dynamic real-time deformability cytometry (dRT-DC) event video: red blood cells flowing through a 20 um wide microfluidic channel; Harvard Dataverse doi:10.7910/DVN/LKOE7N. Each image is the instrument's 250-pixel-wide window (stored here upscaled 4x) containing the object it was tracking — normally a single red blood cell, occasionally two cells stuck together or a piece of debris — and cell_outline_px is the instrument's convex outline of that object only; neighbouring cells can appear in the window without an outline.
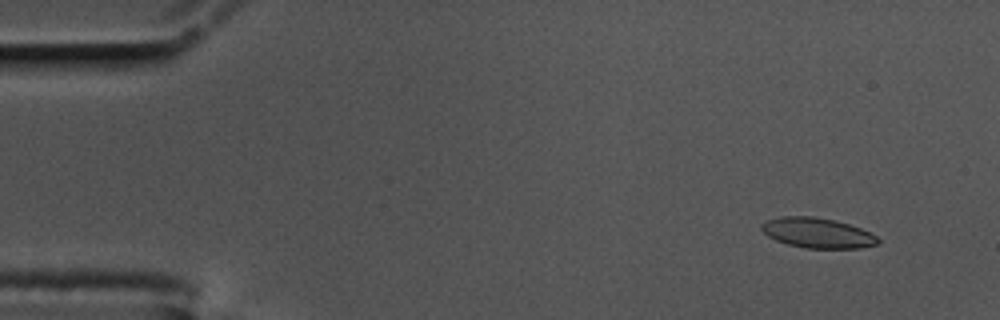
{"species": "common noctule bat (a hibernating species)", "species_latin": "Nyctalus noctula", "temperature_condition": "cold", "stored_images_in_passage": 59, "camera_frame_rate_fps": 3000, "um_per_image_px": 0.085, "animal": {"sex": "male", "body_mass_g": 17.5, "forearm_length_mm": 52.3}, "frame": {"image": 1, "passage_image": 5, "time_ms": 1.333, "image_size_px": [1000, 320], "cell_outline_px": [[880, 244], [860, 248], [804, 248], [788, 244], [776, 240], [768, 236], [760, 228], [760, 224], [768, 220], [780, 216], [816, 216], [848, 224], [860, 228], [876, 236], [880, 240]], "centroid_in_image_um": [69.47, 19.8], "position_along_channel_um": 15.5, "area_um2": 20.4}}
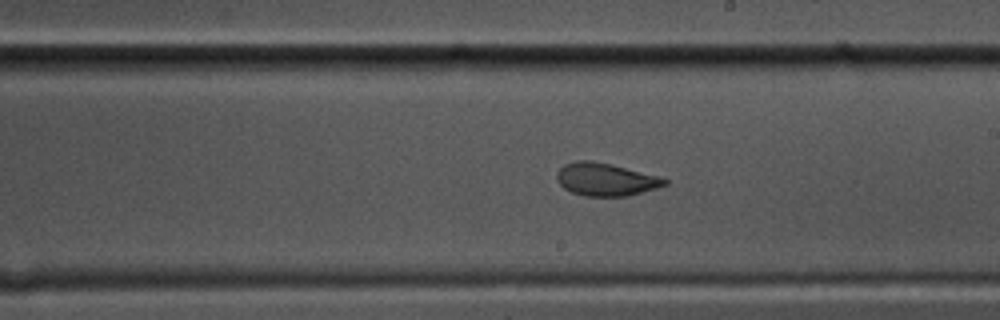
{"frame": {"image": 2, "passage_image": 33, "time_ms": 10.667, "image_size_px": [1000, 320], "cell_outline_px": [[668, 184], [656, 188], [628, 196], [584, 196], [572, 192], [564, 188], [556, 180], [556, 172], [564, 164], [576, 160], [592, 160], [612, 164], [660, 176], [668, 180]], "centroid_in_image_um": [51.47, 15.24], "position_along_channel_um": 237.5, "area_um2": 20.81}}
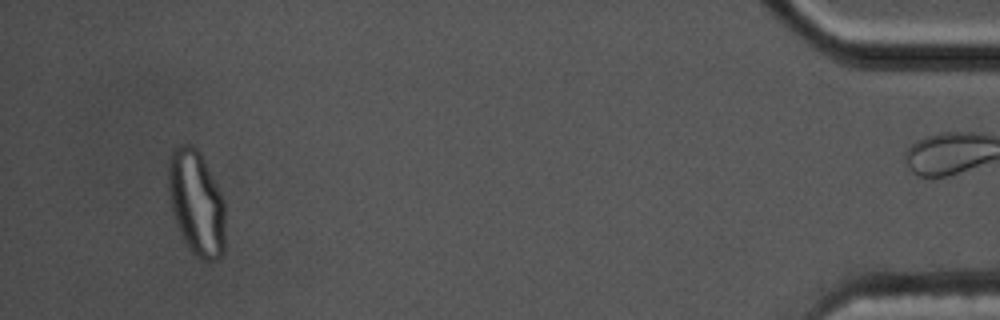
{"frame": {"image": 3, "passage_image": 55, "time_ms": 18.0, "image_size_px": [1000, 320], "cell_outline_px": [[224, 252], [216, 260], [200, 260], [192, 252], [184, 240], [176, 224], [168, 192], [168, 160], [172, 148], [180, 144], [192, 144], [200, 152], [224, 200]], "centroid_in_image_um": [16.67, 17.22], "position_along_channel_um": 418.5, "area_um2": 34.85}, "authors_computed_cell_mechanics": {"area_um2": 21.0392, "velocity_mm_per_s": 3.4793, "shape_relaxation_time_tau1_ms": null, "shape_relaxation_time_tau2_ms": 1.0773, "deformation_change_tau1": null, "deformation_change_tau2": 0.0507}}